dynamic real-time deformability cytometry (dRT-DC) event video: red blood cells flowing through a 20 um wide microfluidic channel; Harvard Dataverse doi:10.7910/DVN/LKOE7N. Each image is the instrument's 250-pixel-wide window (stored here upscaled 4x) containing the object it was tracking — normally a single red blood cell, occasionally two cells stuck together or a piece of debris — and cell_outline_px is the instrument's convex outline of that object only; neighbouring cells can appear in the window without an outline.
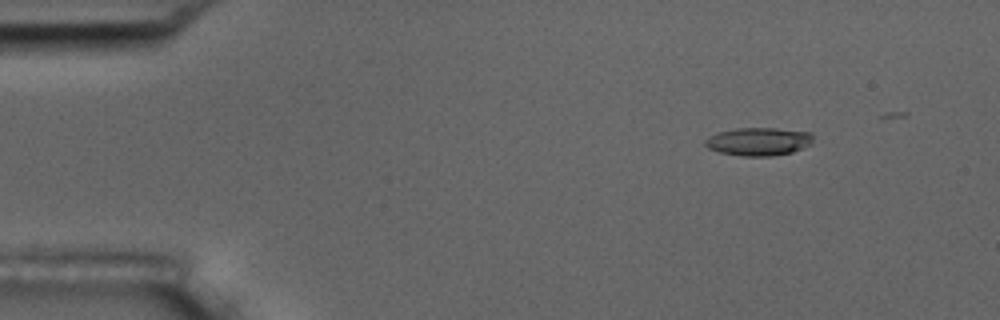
{"species": "common noctule bat (a hibernating species)", "species_latin": "Nyctalus noctula", "temperature_condition": "room temperature", "stored_images_in_passage": 11, "camera_frame_rate_fps": 3000, "um_per_image_px": 0.085, "animal": {"sex": "male", "body_mass_g": 17.5, "forearm_length_mm": 52.3}, "frame": {"image": 1, "passage_image": 2, "time_ms": 2.0, "image_size_px": [1000, 320], "cell_outline_px": [[812, 140], [808, 144], [792, 152], [772, 156], [740, 156], [720, 152], [708, 148], [704, 144], [704, 140], [708, 136], [716, 132], [736, 128], [776, 128], [812, 132]], "centroid_in_image_um": [64.42, 12.02], "position_along_channel_um": 20.6, "area_um2": 17.69}}
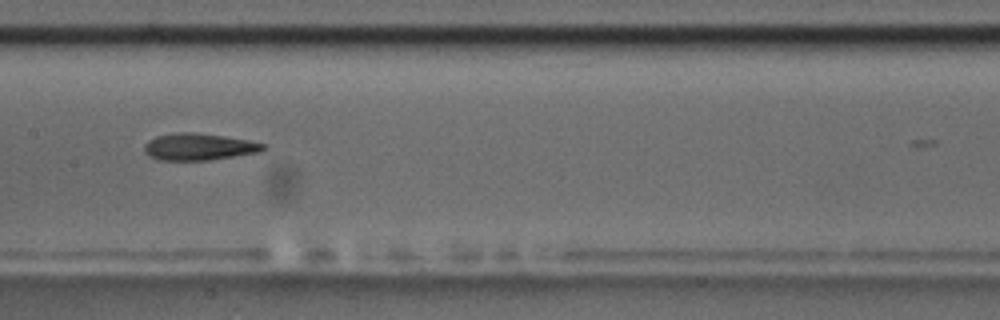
{"frame": {"image": 2, "passage_image": 8, "time_ms": 9.0, "image_size_px": [1000, 320], "cell_outline_px": [[268, 148], [260, 152], [212, 160], [156, 160], [148, 156], [144, 152], [144, 144], [148, 140], [156, 136], [176, 132], [192, 132], [224, 136], [248, 140], [268, 144]], "centroid_in_image_um": [16.91, 12.48], "position_along_channel_um": 190.5, "area_um2": 18.96}}
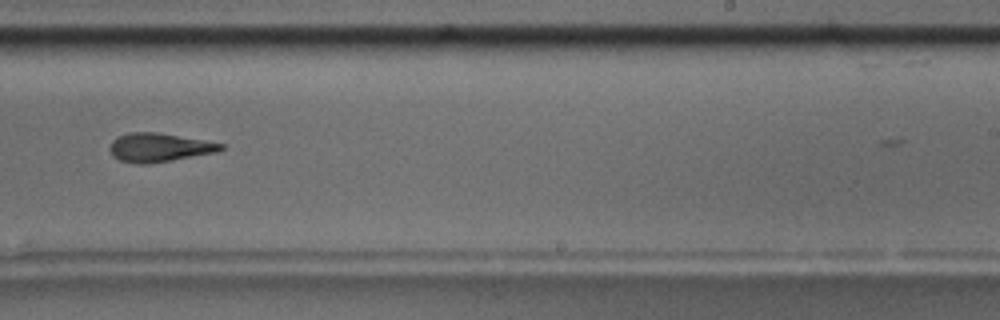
{"frame": {"image": 3, "passage_image": 10, "time_ms": 11.333, "image_size_px": [1000, 320], "cell_outline_px": [[224, 148], [216, 152], [172, 160], [148, 164], [136, 164], [120, 160], [112, 156], [108, 148], [112, 140], [128, 132], [160, 132], [204, 140], [224, 144]], "centroid_in_image_um": [13.49, 12.53], "position_along_channel_um": 275.5, "area_um2": 18.67}}